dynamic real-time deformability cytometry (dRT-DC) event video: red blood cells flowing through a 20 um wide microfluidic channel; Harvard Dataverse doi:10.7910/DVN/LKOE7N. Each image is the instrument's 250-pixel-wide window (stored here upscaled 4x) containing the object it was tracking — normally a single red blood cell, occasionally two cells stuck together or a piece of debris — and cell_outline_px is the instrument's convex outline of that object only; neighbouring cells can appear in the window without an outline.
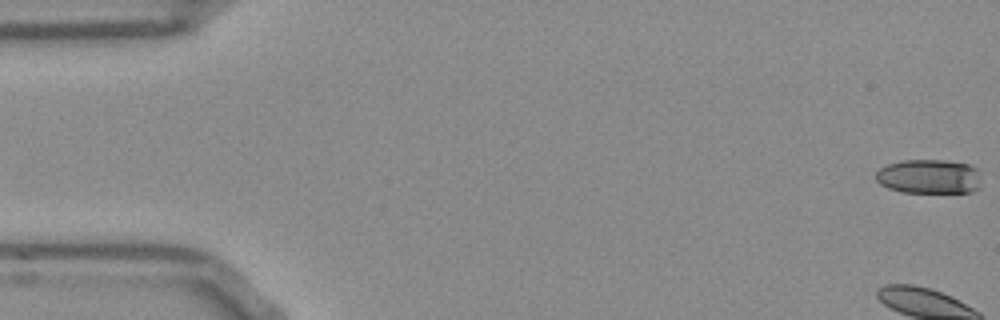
{"species": "Egyptian fruit bat (a non-hibernating species)", "species_latin": "Rousettus aegyptiacus", "temperature_condition": "room temperature", "stored_images_in_passage": 50, "camera_frame_rate_fps": 3000, "um_per_image_px": 0.085, "frame": {"image": 1, "passage_image": 1, "time_ms": 0.0, "image_size_px": [1000, 320], "cell_outline_px": [[980, 188], [968, 192], [900, 192], [888, 188], [880, 184], [876, 180], [876, 172], [880, 168], [888, 164], [904, 160], [940, 160], [968, 164], [976, 168]], "centroid_in_image_um": [78.93, 15.01], "position_along_channel_um": 6.1, "area_um2": 20.92}}